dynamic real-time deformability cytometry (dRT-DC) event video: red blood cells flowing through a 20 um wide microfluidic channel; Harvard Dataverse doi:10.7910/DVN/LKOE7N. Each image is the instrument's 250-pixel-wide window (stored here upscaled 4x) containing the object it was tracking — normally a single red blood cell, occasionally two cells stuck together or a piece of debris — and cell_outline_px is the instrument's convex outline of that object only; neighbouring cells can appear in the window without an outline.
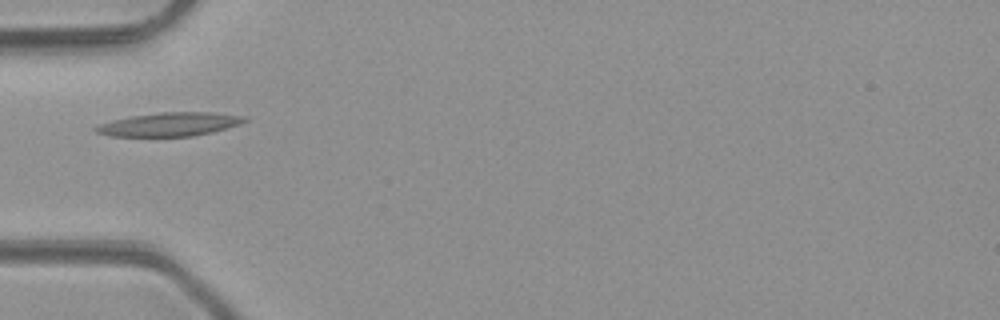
{"species": "common noctule bat (a hibernating species)", "species_latin": "Nyctalus noctula", "temperature_condition": "room temperature", "stored_images_in_passage": 1, "camera_frame_rate_fps": 3000, "um_per_image_px": 0.085, "animal": {"sex": "male", "body_mass_g": 23.1, "forearm_length_mm": 52.7}, "frame": {"image": 1, "passage_image": 1, "time_ms": 0.0, "image_size_px": [1000, 320], "cell_outline_px": [[248, 120], [212, 132], [192, 136], [112, 136], [96, 132], [92, 128], [100, 124], [112, 120], [132, 116], [160, 112], [212, 112], [248, 116]], "centroid_in_image_um": [14.4, 10.56], "position_along_channel_um": 70.6, "area_um2": 20.29}}